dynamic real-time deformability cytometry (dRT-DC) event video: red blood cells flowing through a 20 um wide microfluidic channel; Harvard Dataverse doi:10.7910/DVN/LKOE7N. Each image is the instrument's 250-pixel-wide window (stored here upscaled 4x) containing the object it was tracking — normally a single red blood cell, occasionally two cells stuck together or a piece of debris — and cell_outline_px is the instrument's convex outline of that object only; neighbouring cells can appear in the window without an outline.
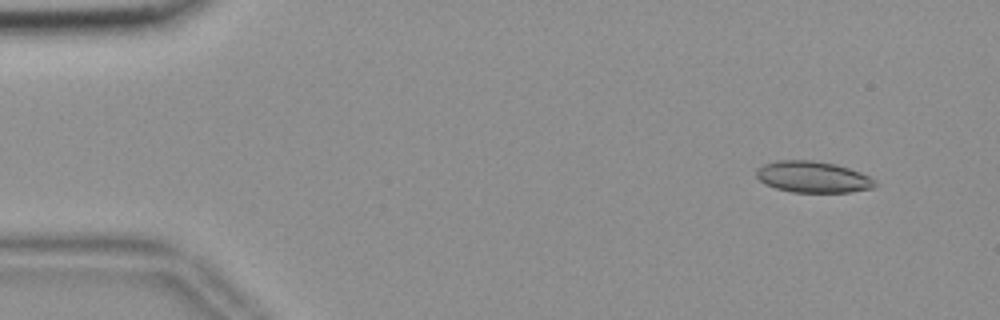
{"species": "common noctule bat (a hibernating species)", "species_latin": "Nyctalus noctula", "temperature_condition": "room temperature", "stored_images_in_passage": 52, "camera_frame_rate_fps": 3000, "um_per_image_px": 0.085, "animal": {"sex": "female", "body_mass_g": 18.4}, "frame": {"image": 1, "passage_image": 1, "time_ms": 0.0, "image_size_px": [1000, 320], "cell_outline_px": [[876, 184], [872, 188], [848, 192], [792, 192], [776, 188], [764, 184], [756, 176], [756, 168], [764, 164], [776, 160], [812, 160], [836, 164], [860, 172], [868, 176]], "centroid_in_image_um": [69.03, 15.03], "position_along_channel_um": 16.0, "area_um2": 21.56}}
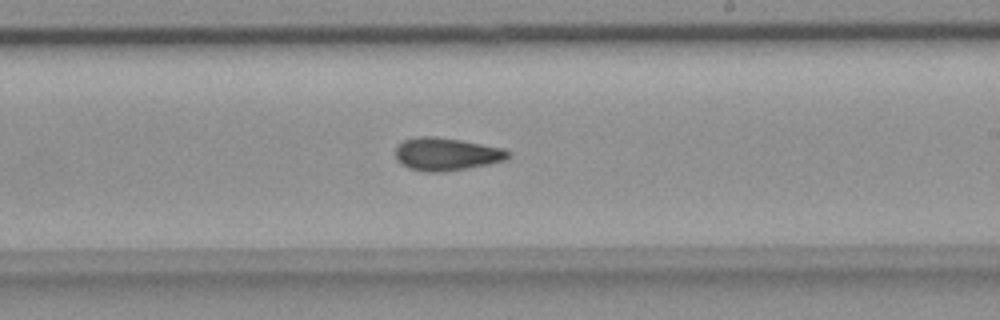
{"frame": {"image": 2, "passage_image": 29, "time_ms": 9.333, "image_size_px": [1000, 320], "cell_outline_px": [[512, 156], [504, 160], [488, 164], [444, 172], [424, 172], [408, 168], [400, 164], [396, 160], [396, 148], [404, 140], [420, 136], [432, 136], [460, 140], [500, 148], [512, 152]], "centroid_in_image_um": [37.92, 13.11], "position_along_channel_um": 251.1, "area_um2": 21.44}}
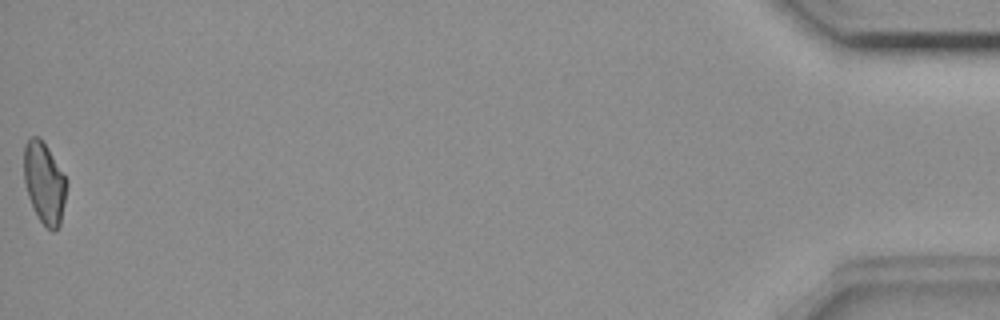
{"frame": {"image": 3, "passage_image": 52, "time_ms": 17.0, "image_size_px": [1000, 320], "cell_outline_px": [[68, 184], [60, 224], [52, 232], [40, 220], [28, 196], [24, 180], [24, 144], [32, 136], [40, 136], [48, 148], [68, 180]], "centroid_in_image_um": [3.78, 15.5], "position_along_channel_um": 431.4, "area_um2": 20.17}, "authors_computed_cell_mechanics": {"area_um2": 21.0392, "velocity_mm_per_s": 3.6474, "shape_relaxation_time_tau1_ms": null, "shape_relaxation_time_tau2_ms": 3.7889, "deformation_change_tau1": null, "deformation_change_tau2": 0.1}}